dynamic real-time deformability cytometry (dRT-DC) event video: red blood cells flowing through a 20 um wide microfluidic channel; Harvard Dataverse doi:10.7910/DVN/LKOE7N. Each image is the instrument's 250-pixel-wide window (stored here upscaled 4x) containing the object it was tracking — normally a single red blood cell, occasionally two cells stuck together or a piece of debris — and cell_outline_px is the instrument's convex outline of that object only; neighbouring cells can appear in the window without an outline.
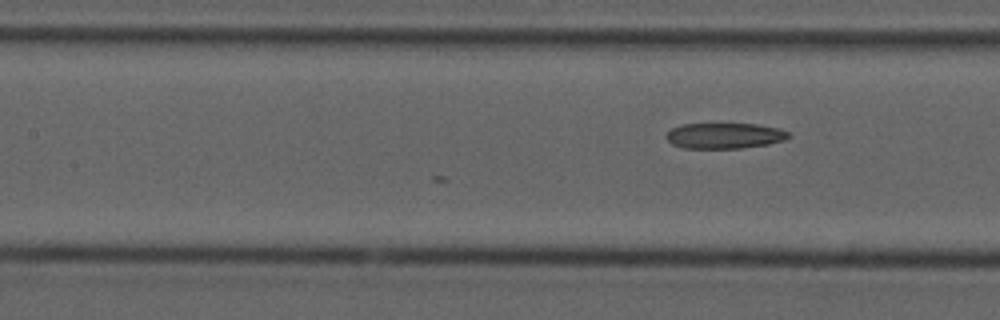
{"species": "common noctule bat (a hibernating species)", "species_latin": "Nyctalus noctula", "temperature_condition": "cold", "stored_images_in_passage": 24, "camera_frame_rate_fps": 3000, "um_per_image_px": 0.085, "animal": {"sex": "male", "forearm_length_mm": 52.5}, "frame": {"image": 1, "passage_image": 24, "time_ms": 7.667, "image_size_px": [1000, 320], "cell_outline_px": [[792, 136], [784, 140], [768, 144], [740, 148], [684, 148], [672, 144], [664, 136], [672, 128], [680, 124], [760, 124], [780, 128], [788, 132]], "centroid_in_image_um": [61.6, 11.53], "position_along_channel_um": 145.8, "area_um2": 18.38}}